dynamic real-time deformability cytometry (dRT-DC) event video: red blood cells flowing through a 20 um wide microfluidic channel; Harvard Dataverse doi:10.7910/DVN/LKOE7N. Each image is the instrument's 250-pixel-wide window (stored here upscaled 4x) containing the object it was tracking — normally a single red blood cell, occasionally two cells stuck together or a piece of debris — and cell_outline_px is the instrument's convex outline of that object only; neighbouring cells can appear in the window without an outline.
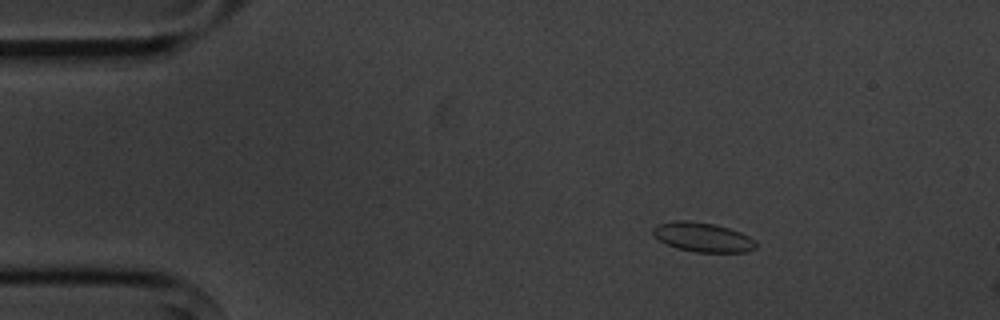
{"species": "common noctule bat (a hibernating species)", "species_latin": "Nyctalus noctula", "temperature_condition": "cold", "stored_images_in_passage": 3, "camera_frame_rate_fps": 3000, "um_per_image_px": 0.085, "animal": {"sex": "male", "body_mass_g": 20.1, "forearm_length_mm": 53.5}, "frame": {"image": 1, "passage_image": 1, "time_ms": 0.0, "image_size_px": [1000, 320], "cell_outline_px": [[756, 248], [744, 252], [696, 252], [676, 248], [660, 240], [652, 232], [652, 228], [656, 224], [672, 220], [688, 220], [716, 224], [740, 232], [756, 240]], "centroid_in_image_um": [59.72, 20.14], "position_along_channel_um": 25.3, "area_um2": 17.69}}